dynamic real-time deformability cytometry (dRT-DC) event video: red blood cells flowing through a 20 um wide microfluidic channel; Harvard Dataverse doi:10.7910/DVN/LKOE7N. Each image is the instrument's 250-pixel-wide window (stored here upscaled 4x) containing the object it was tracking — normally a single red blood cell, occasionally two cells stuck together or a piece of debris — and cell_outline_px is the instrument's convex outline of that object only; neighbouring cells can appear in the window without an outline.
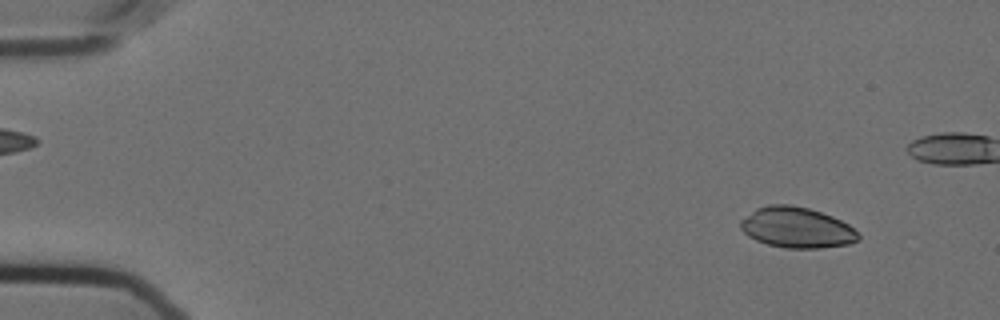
{"species": "Egyptian fruit bat (a non-hibernating species)", "species_latin": "Rousettus aegyptiacus", "temperature_condition": "cold", "stored_images_in_passage": 32, "camera_frame_rate_fps": 3000, "um_per_image_px": 0.085, "animal": {"sex": "female"}, "frame": {"image": 1, "passage_image": 5, "time_ms": 1.333, "image_size_px": [1000, 320], "cell_outline_px": [[860, 240], [848, 244], [820, 248], [788, 248], [768, 244], [756, 240], [748, 236], [740, 228], [740, 220], [756, 208], [768, 204], [792, 204], [808, 208], [832, 216], [848, 224], [860, 236]], "centroid_in_image_um": [67.7, 19.33], "position_along_channel_um": 17.3, "area_um2": 27.86}}
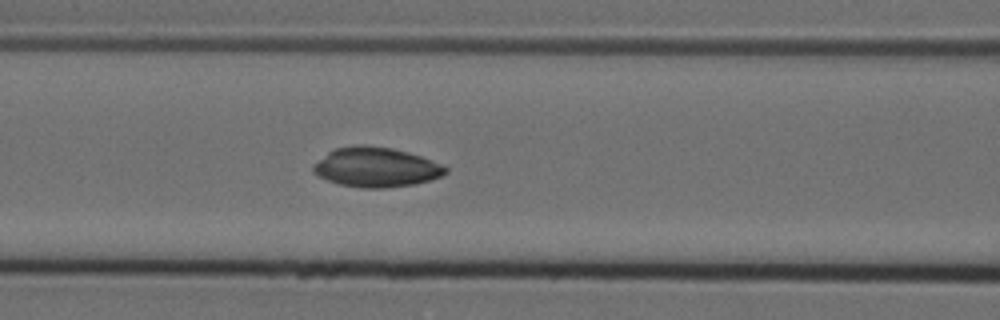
{"frame": {"image": 2, "passage_image": 24, "time_ms": 7.667, "image_size_px": [1000, 320], "cell_outline_px": [[448, 172], [440, 176], [416, 184], [384, 188], [360, 188], [340, 184], [316, 176], [312, 172], [312, 164], [328, 152], [336, 148], [360, 144], [364, 144], [392, 148], [408, 152], [420, 156], [440, 164], [448, 168]], "centroid_in_image_um": [31.92, 14.21], "position_along_channel_um": 134.7, "area_um2": 30.63}}
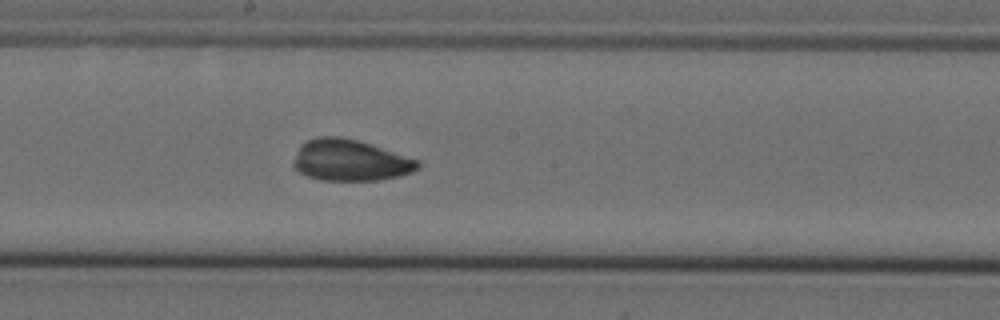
{"frame": {"image": 3, "passage_image": 31, "time_ms": 10.0, "image_size_px": [1000, 320], "cell_outline_px": [[420, 168], [412, 172], [396, 176], [376, 180], [320, 180], [308, 176], [300, 172], [292, 164], [300, 144], [316, 136], [340, 136], [356, 140], [420, 160]], "centroid_in_image_um": [29.75, 13.62], "position_along_channel_um": 218.5, "area_um2": 29.71}}